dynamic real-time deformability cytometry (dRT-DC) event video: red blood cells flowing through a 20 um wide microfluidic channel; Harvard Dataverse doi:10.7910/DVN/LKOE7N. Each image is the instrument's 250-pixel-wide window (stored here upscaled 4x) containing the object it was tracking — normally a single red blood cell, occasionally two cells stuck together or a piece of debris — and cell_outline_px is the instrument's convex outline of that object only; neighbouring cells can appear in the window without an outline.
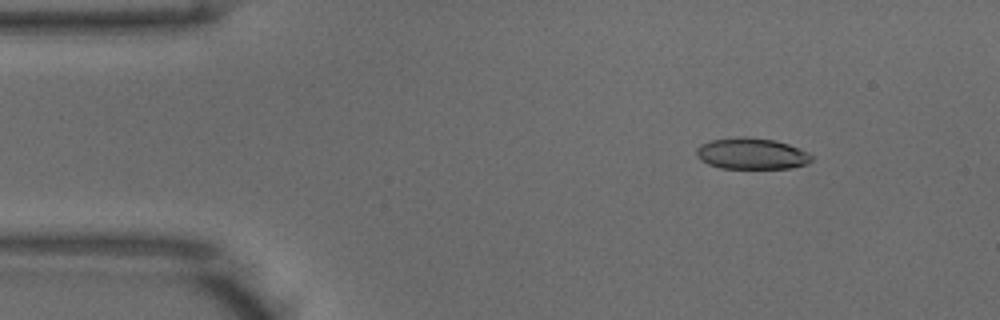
{"species": "common noctule bat (a hibernating species)", "species_latin": "Nyctalus noctula", "temperature_condition": "warm", "stored_images_in_passage": 49, "camera_frame_rate_fps": 3000, "um_per_image_px": 0.085, "animal": {"sex": "male", "body_mass_g": 18.8}, "frame": {"image": 1, "passage_image": 5, "time_ms": 1.333, "image_size_px": [1000, 320], "cell_outline_px": [[812, 160], [808, 164], [792, 168], [720, 168], [708, 164], [700, 160], [696, 156], [696, 148], [700, 144], [712, 140], [740, 136], [744, 136], [776, 140], [800, 148], [808, 152], [812, 156]], "centroid_in_image_um": [63.89, 13.06], "position_along_channel_um": 21.1, "area_um2": 21.21}}
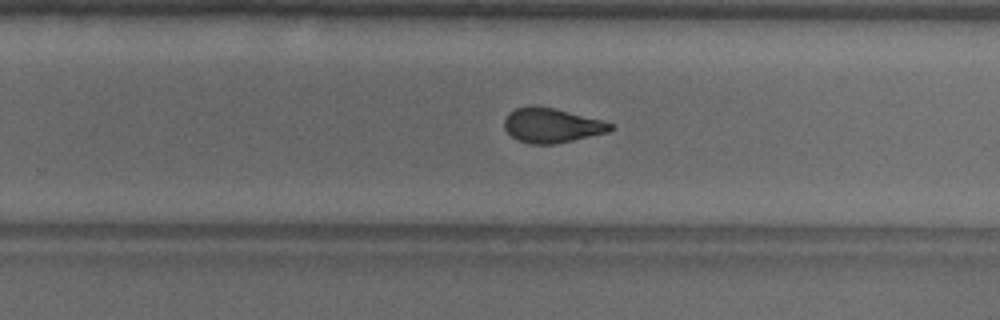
{"frame": {"image": 2, "passage_image": 30, "time_ms": 9.667, "image_size_px": [1000, 320], "cell_outline_px": [[616, 128], [608, 132], [556, 144], [528, 144], [516, 140], [504, 128], [504, 120], [508, 112], [516, 108], [528, 104], [536, 104], [556, 108], [604, 120], [612, 124]], "centroid_in_image_um": [46.88, 10.63], "position_along_channel_um": 282.9, "area_um2": 21.96}}
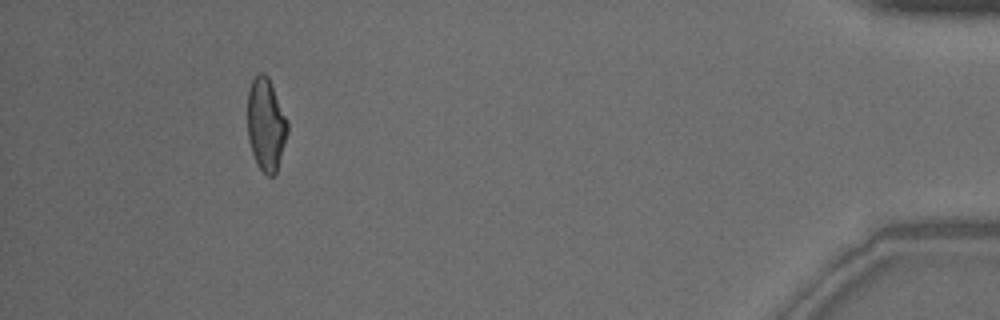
{"frame": {"image": 3, "passage_image": 45, "time_ms": 14.667, "image_size_px": [1000, 320], "cell_outline_px": [[288, 132], [276, 176], [268, 176], [256, 164], [248, 140], [248, 88], [252, 80], [260, 72], [264, 72], [268, 76], [288, 120]], "centroid_in_image_um": [22.62, 10.6], "position_along_channel_um": 412.6, "area_um2": 21.85}, "authors_computed_cell_mechanics": {"area_um2": 21.8484, "velocity_mm_per_s": 3.9549, "shape_relaxation_time_tau1_ms": 6.1334, "shape_relaxation_time_tau2_ms": 1.6513, "deformation_change_tau1": 0.1813, "deformation_change_tau2": 0.0954}}